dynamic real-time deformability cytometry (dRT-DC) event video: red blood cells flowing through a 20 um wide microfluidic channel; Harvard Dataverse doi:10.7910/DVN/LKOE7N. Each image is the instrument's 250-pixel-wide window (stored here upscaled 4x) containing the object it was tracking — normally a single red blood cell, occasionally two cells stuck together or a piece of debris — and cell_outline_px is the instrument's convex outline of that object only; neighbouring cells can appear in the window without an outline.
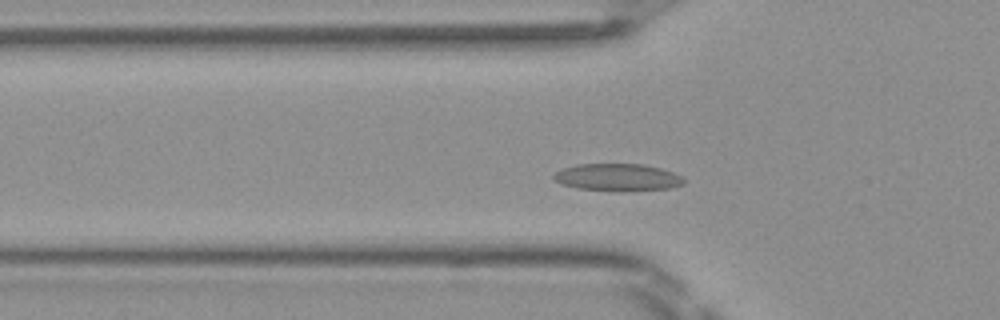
{"species": "Egyptian fruit bat (a non-hibernating species)", "species_latin": "Rousettus aegyptiacus", "temperature_condition": "room temperature", "stored_images_in_passage": 44, "camera_frame_rate_fps": 3000, "um_per_image_px": 0.085, "frame": {"image": 1, "passage_image": 10, "time_ms": 3.0, "image_size_px": [1000, 320], "cell_outline_px": [[684, 184], [668, 188], [620, 192], [576, 188], [560, 184], [552, 176], [556, 172], [564, 168], [576, 164], [644, 164], [660, 168], [672, 172], [680, 176], [684, 180]], "centroid_in_image_um": [52.47, 15.08], "position_along_channel_um": 73.3, "area_um2": 20.75}}
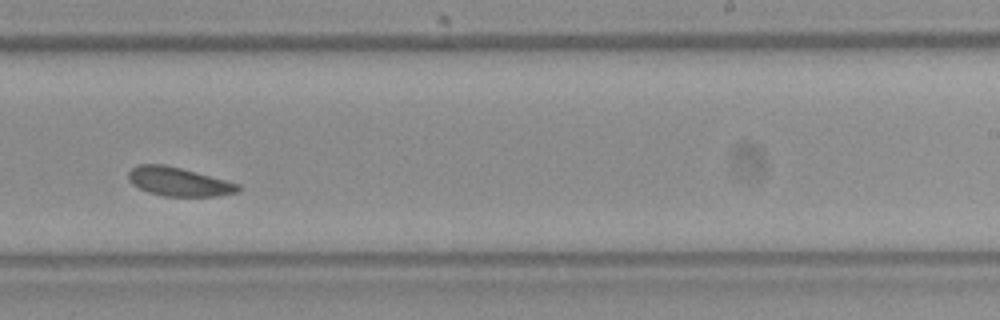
{"frame": {"image": 2, "passage_image": 25, "time_ms": 8.0, "image_size_px": [1000, 320], "cell_outline_px": [[240, 192], [216, 196], [164, 196], [148, 192], [132, 184], [128, 180], [128, 172], [136, 164], [164, 164], [196, 172], [240, 184]], "centroid_in_image_um": [15.18, 15.44], "position_along_channel_um": 273.8, "area_um2": 18.38}}
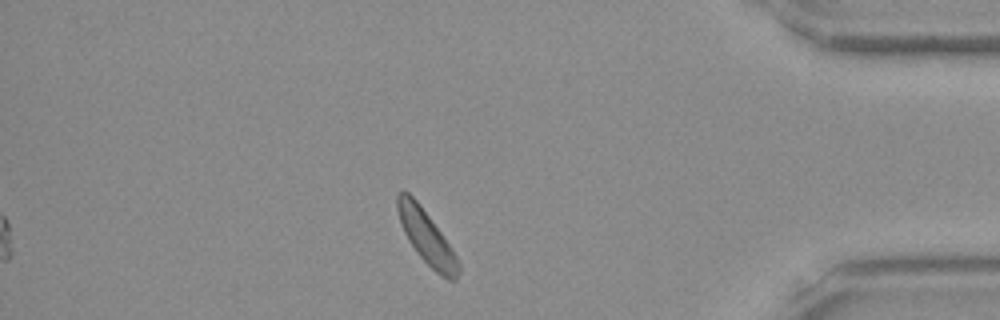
{"frame": {"image": 3, "passage_image": 37, "time_ms": 12.0, "image_size_px": [1000, 320], "cell_outline_px": [[460, 272], [456, 280], [448, 280], [440, 276], [420, 256], [408, 240], [400, 224], [396, 208], [396, 192], [400, 188], [404, 188], [420, 204], [452, 248], [460, 264]], "centroid_in_image_um": [36.22, 20.11], "position_along_channel_um": 399.0, "area_um2": 19.19}, "authors_computed_cell_mechanics": {"area_um2": 18.9873, "velocity_mm_per_s": 4.0109, "shape_relaxation_time_tau1_ms": 2.1671, "shape_relaxation_time_tau2_ms": 3.2693, "deformation_change_tau1": 0.0786, "deformation_change_tau2": 0.0883}}